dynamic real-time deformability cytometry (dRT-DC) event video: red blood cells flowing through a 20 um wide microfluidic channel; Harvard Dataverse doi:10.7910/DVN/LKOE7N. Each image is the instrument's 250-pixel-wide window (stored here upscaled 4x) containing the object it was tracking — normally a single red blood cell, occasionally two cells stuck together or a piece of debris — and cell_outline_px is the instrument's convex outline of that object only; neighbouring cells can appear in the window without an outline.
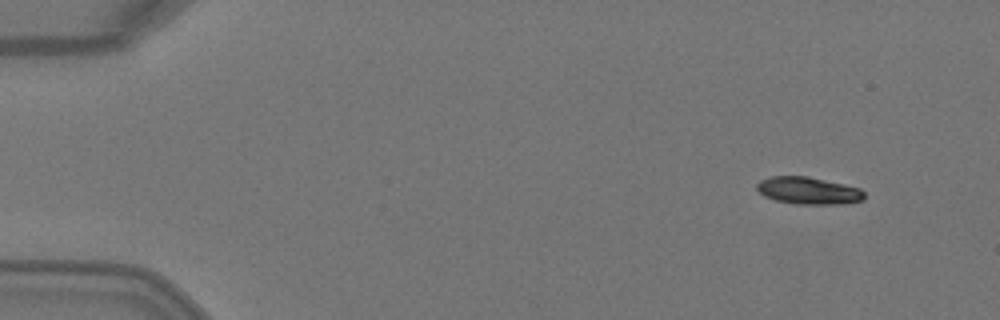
{"species": "Egyptian fruit bat (a non-hibernating species)", "species_latin": "Rousettus aegyptiacus", "temperature_condition": "warm", "stored_images_in_passage": 4, "camera_frame_rate_fps": 3000, "um_per_image_px": 0.085, "animal": {"sex": "female"}, "frame": {"image": 1, "passage_image": 1, "time_ms": 0.0, "image_size_px": [1000, 320], "cell_outline_px": [[864, 200], [840, 204], [796, 204], [776, 200], [764, 196], [756, 188], [756, 184], [760, 180], [772, 176], [808, 176], [844, 184], [860, 188], [864, 192]], "centroid_in_image_um": [68.71, 16.2], "position_along_channel_um": 16.3, "area_um2": 17.05}}
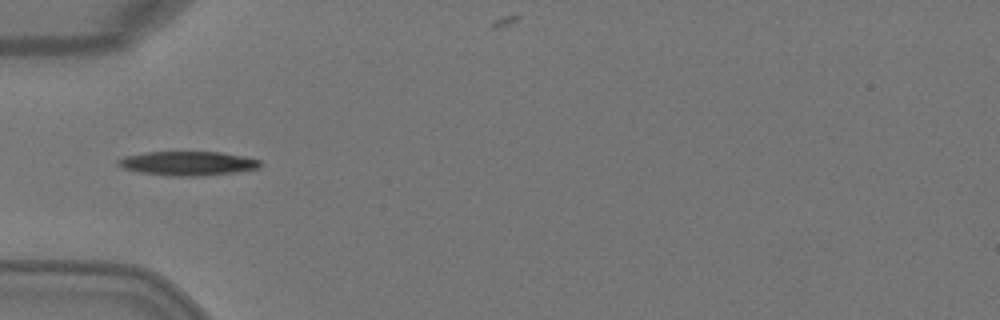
{"frame": {"image": 2, "passage_image": 3, "time_ms": 0.667, "image_size_px": [1000, 320], "cell_outline_px": [[260, 168], [236, 172], [200, 176], [168, 176], [140, 172], [124, 168], [116, 164], [116, 160], [124, 156], [148, 152], [220, 152], [244, 156], [260, 160]], "centroid_in_image_um": [15.95, 13.89], "position_along_channel_um": 69.0, "area_um2": 20.0}}